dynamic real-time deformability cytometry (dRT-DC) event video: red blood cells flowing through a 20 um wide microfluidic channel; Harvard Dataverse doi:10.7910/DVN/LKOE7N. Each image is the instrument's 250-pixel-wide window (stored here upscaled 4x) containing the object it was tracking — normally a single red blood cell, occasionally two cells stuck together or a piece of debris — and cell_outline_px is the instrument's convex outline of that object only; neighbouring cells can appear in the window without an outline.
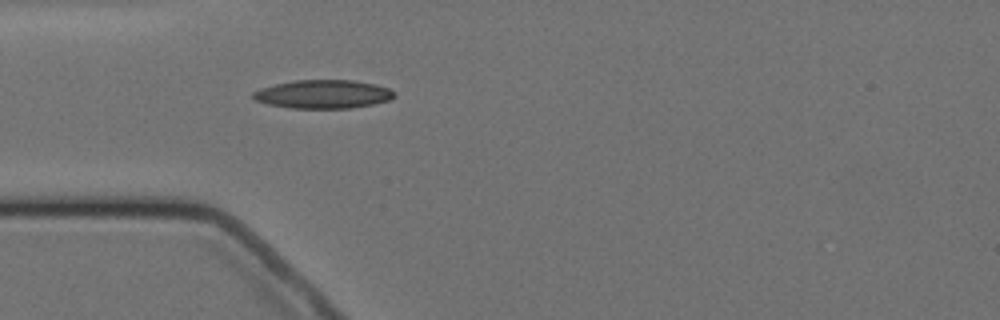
{"species": "Egyptian fruit bat (a non-hibernating species)", "species_latin": "Rousettus aegyptiacus", "temperature_condition": "cold", "stored_images_in_passage": 1, "camera_frame_rate_fps": 3000, "um_per_image_px": 0.085, "animal": {"sex": "female"}, "frame": {"image": 1, "passage_image": 1, "time_ms": 0.0, "image_size_px": [1000, 320], "cell_outline_px": [[396, 96], [388, 100], [372, 104], [352, 108], [292, 108], [268, 104], [256, 100], [252, 96], [252, 92], [260, 88], [276, 84], [296, 80], [352, 80], [376, 84], [388, 88]], "centroid_in_image_um": [27.45, 8.0], "position_along_channel_um": 57.5, "area_um2": 23.29}}